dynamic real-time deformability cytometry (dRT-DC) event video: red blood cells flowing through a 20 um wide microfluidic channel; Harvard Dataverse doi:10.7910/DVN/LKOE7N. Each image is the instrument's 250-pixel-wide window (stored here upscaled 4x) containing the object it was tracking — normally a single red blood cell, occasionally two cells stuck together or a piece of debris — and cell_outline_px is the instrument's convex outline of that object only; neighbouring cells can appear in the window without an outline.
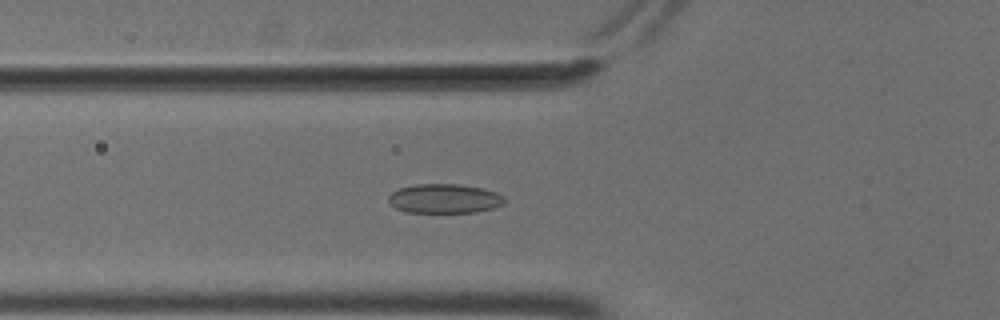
{"species": "common noctule bat (a hibernating species)", "species_latin": "Nyctalus noctula", "temperature_condition": "cold", "stored_images_in_passage": 56, "camera_frame_rate_fps": 3000, "um_per_image_px": 0.085, "animal": {"sex": "male", "body_mass_g": 18.8}, "frame": {"image": 1, "passage_image": 21, "time_ms": 6.667, "image_size_px": [1000, 320], "cell_outline_px": [[504, 204], [492, 208], [476, 212], [408, 212], [396, 208], [388, 204], [388, 196], [392, 192], [400, 188], [416, 184], [456, 184], [480, 188], [496, 192], [504, 196]], "centroid_in_image_um": [37.75, 16.88], "position_along_channel_um": 88.0, "area_um2": 19.71}}
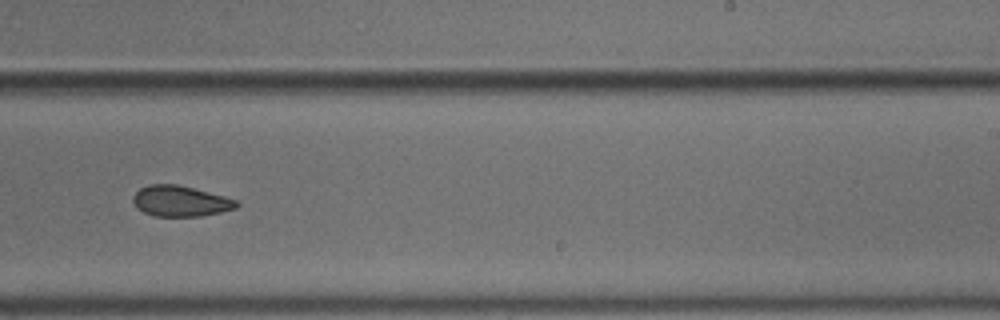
{"frame": {"image": 2, "passage_image": 36, "time_ms": 11.667, "image_size_px": [1000, 320], "cell_outline_px": [[240, 204], [236, 208], [220, 212], [200, 216], [152, 216], [136, 208], [132, 200], [132, 196], [140, 188], [148, 184], [176, 184], [224, 196], [236, 200]], "centroid_in_image_um": [15.29, 17.09], "position_along_channel_um": 273.7, "area_um2": 18.5}}
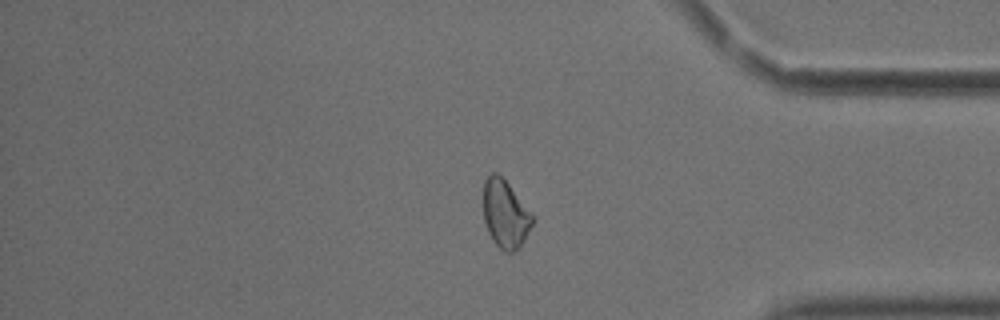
{"frame": {"image": 3, "passage_image": 47, "time_ms": 15.333, "image_size_px": [1000, 320], "cell_outline_px": [[532, 224], [524, 240], [516, 252], [504, 252], [492, 240], [488, 232], [484, 220], [484, 180], [492, 172], [496, 172], [508, 184], [532, 212]], "centroid_in_image_um": [42.94, 18.21], "position_along_channel_um": 392.3, "area_um2": 19.25}, "authors_computed_cell_mechanics": {"area_um2": 19.9699, "velocity_mm_per_s": 3.697, "shape_relaxation_time_tau1_ms": 5.1253, "shape_relaxation_time_tau2_ms": 5.3075, "deformation_change_tau1": 0.0927, "deformation_change_tau2": 0.0863}}